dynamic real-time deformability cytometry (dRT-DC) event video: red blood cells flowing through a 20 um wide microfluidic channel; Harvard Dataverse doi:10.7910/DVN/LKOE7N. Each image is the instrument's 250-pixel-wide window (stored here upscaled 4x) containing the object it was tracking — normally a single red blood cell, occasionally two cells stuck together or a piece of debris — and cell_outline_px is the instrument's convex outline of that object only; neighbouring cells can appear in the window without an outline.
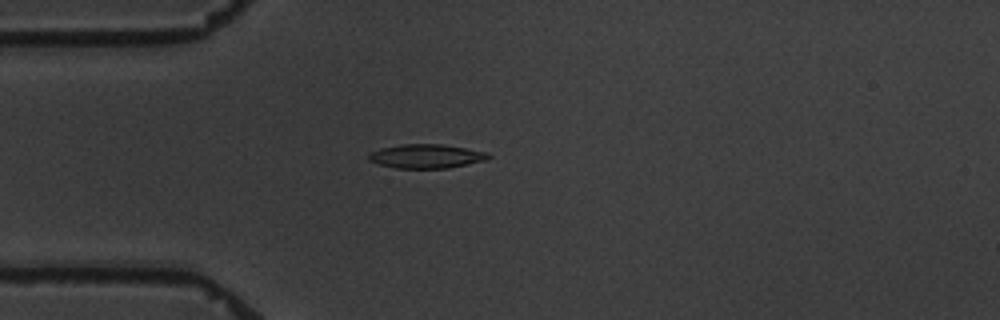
{"species": "common noctule bat (a hibernating species)", "species_latin": "Nyctalus noctula", "temperature_condition": "warm", "stored_images_in_passage": 2, "camera_frame_rate_fps": 3000, "um_per_image_px": 0.085, "animal": {"sex": "male", "body_mass_g": 19.5, "forearm_length_mm": 54.6}, "frame": {"image": 1, "passage_image": 2, "time_ms": 1.0, "image_size_px": [1000, 320], "cell_outline_px": [[492, 156], [488, 160], [448, 168], [396, 168], [380, 164], [368, 160], [368, 152], [380, 148], [400, 144], [444, 144], [488, 152]], "centroid_in_image_um": [36.25, 13.27], "position_along_channel_um": 48.7, "area_um2": 16.94}}